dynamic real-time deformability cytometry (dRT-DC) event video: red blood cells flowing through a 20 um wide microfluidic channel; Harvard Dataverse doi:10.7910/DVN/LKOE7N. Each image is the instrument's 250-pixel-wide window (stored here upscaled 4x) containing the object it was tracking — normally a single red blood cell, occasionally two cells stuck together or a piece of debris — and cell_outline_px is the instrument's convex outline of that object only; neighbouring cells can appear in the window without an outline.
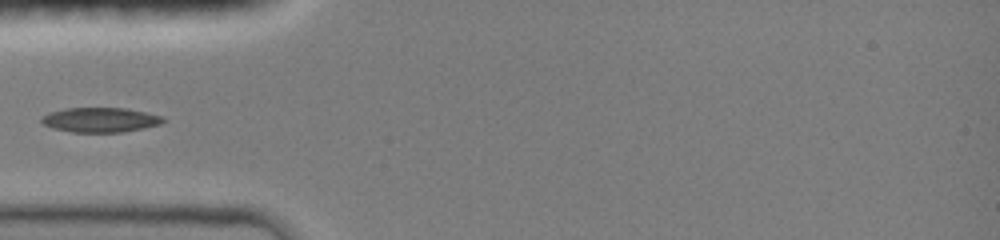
{"species": "common noctule bat (a hibernating species)", "species_latin": "Nyctalus noctula", "temperature_condition": "room temperature", "stored_images_in_passage": 51, "camera_frame_rate_fps": 3000, "um_per_image_px": 0.085, "animal": {"sex": "female", "body_mass_g": 19.0, "forearm_length_mm": 51.5}, "frame": {"image": 1, "passage_image": 1, "time_ms": 0.0, "image_size_px": [1000, 240], "cell_outline_px": [[168, 120], [160, 124], [144, 128], [124, 132], [72, 132], [52, 128], [44, 124], [40, 120], [40, 116], [48, 112], [64, 108], [128, 108], [164, 116]], "centroid_in_image_um": [8.54, 10.18], "position_along_channel_um": 76.5, "area_um2": 17.8}}
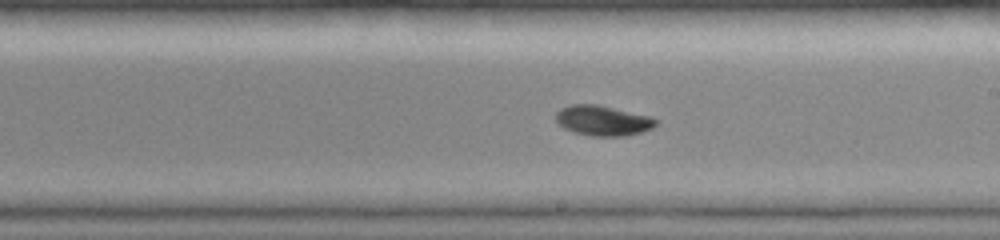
{"frame": {"image": 2, "passage_image": 20, "time_ms": 4.0, "image_size_px": [1000, 240], "cell_outline_px": [[656, 124], [652, 128], [640, 132], [624, 136], [588, 136], [572, 132], [564, 128], [556, 120], [556, 112], [560, 108], [572, 104], [596, 104], [652, 116], [656, 120]], "centroid_in_image_um": [51.22, 10.25], "position_along_channel_um": 237.8, "area_um2": 17.63}}
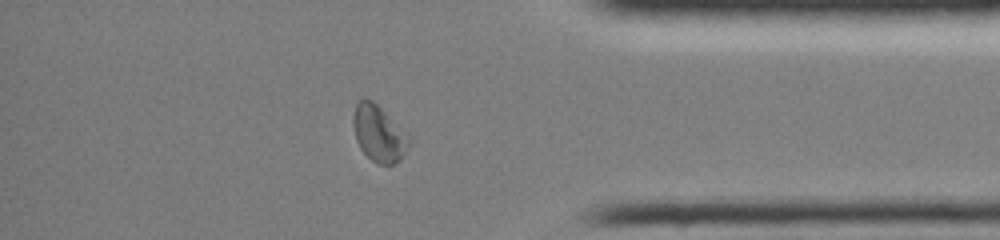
{"frame": {"image": 3, "passage_image": 39, "time_ms": 8.333, "image_size_px": [1000, 240], "cell_outline_px": [[412, 140], [408, 148], [400, 160], [392, 164], [380, 164], [372, 160], [360, 148], [356, 140], [352, 124], [352, 116], [356, 104], [360, 100], [372, 100], [408, 132], [412, 136]], "centroid_in_image_um": [32.23, 11.35], "position_along_channel_um": 403.0, "area_um2": 18.5}}